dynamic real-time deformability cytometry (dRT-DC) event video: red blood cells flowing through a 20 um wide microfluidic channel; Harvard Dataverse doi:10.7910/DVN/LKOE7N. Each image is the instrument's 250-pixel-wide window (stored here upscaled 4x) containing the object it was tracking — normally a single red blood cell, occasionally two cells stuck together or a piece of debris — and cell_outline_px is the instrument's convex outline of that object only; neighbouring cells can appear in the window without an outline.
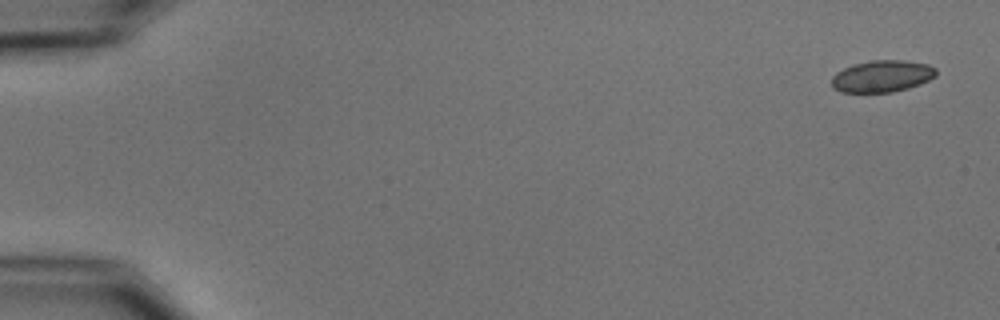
{"species": "common noctule bat (a hibernating species)", "species_latin": "Nyctalus noctula", "temperature_condition": "cold", "stored_images_in_passage": 5, "camera_frame_rate_fps": 3000, "um_per_image_px": 0.085, "animal": {"sex": "male", "body_mass_g": 15.6}, "frame": {"image": 1, "passage_image": 1, "time_ms": 0.0, "image_size_px": [1000, 320], "cell_outline_px": [[936, 76], [920, 84], [908, 88], [892, 92], [840, 92], [832, 88], [832, 76], [836, 72], [852, 64], [868, 60], [904, 60], [928, 64], [936, 68]], "centroid_in_image_um": [74.96, 6.47], "position_along_channel_um": 10.0, "area_um2": 19.54}}
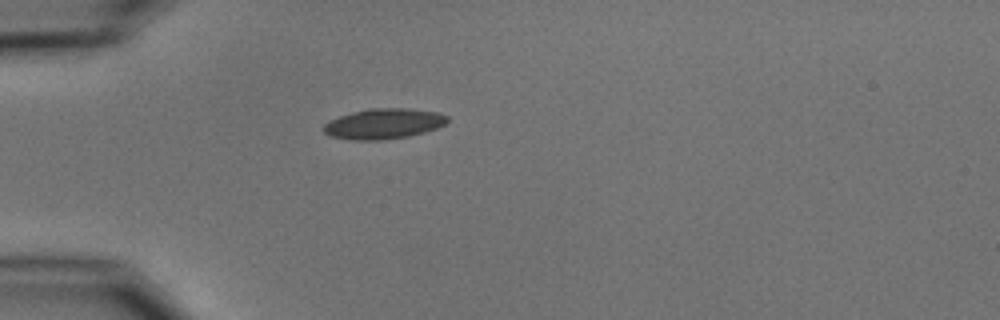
{"frame": {"image": 2, "passage_image": 5, "time_ms": 4.667, "image_size_px": [1000, 320], "cell_outline_px": [[448, 120], [444, 124], [436, 128], [424, 132], [408, 136], [384, 140], [348, 140], [328, 136], [324, 132], [324, 124], [328, 120], [352, 112], [368, 108], [408, 108], [440, 112], [448, 116]], "centroid_in_image_um": [32.59, 10.52], "position_along_channel_um": 52.4, "area_um2": 22.14}}